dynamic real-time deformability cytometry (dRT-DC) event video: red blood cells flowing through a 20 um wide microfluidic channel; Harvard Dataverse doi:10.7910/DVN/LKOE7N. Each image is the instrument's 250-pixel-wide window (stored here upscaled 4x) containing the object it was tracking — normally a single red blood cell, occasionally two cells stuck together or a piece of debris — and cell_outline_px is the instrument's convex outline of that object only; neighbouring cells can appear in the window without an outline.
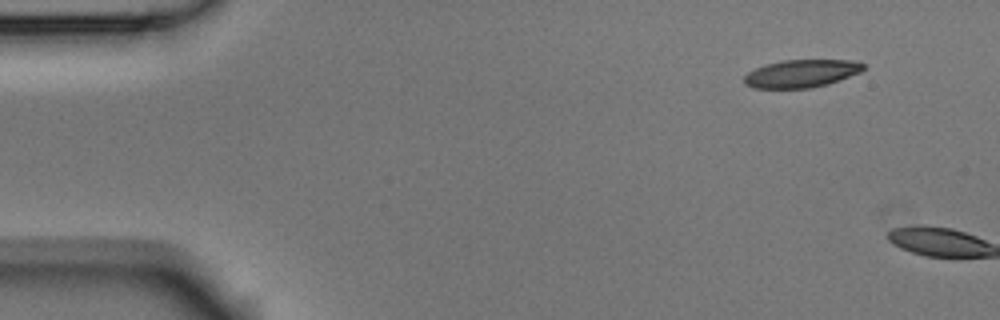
{"species": "Egyptian fruit bat (a non-hibernating species)", "species_latin": "Rousettus aegyptiacus", "temperature_condition": "room temperature", "stored_images_in_passage": 5, "camera_frame_rate_fps": 3000, "um_per_image_px": 0.085, "animal": {"sex": "male"}, "frame": {"image": 1, "passage_image": 1, "time_ms": 0.0, "image_size_px": [1000, 320], "cell_outline_px": [[864, 68], [860, 72], [840, 80], [828, 84], [812, 88], [752, 88], [744, 84], [744, 76], [748, 72], [764, 64], [780, 60], [852, 60], [864, 64]], "centroid_in_image_um": [68.09, 6.25], "position_along_channel_um": 16.9, "area_um2": 19.42}}
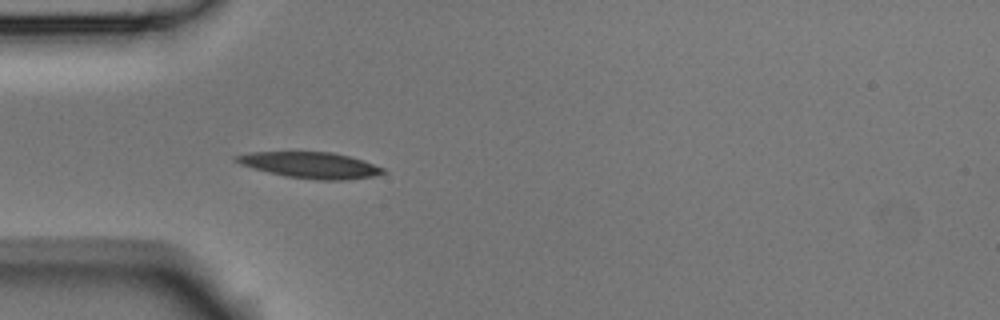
{"frame": {"image": 2, "passage_image": 5, "time_ms": 1.333, "image_size_px": [1000, 320], "cell_outline_px": [[384, 172], [376, 176], [348, 180], [316, 180], [284, 176], [252, 168], [240, 164], [232, 160], [232, 156], [248, 152], [332, 152], [364, 160], [384, 168]], "centroid_in_image_um": [26.35, 14.04], "position_along_channel_um": 58.7, "area_um2": 22.54}}